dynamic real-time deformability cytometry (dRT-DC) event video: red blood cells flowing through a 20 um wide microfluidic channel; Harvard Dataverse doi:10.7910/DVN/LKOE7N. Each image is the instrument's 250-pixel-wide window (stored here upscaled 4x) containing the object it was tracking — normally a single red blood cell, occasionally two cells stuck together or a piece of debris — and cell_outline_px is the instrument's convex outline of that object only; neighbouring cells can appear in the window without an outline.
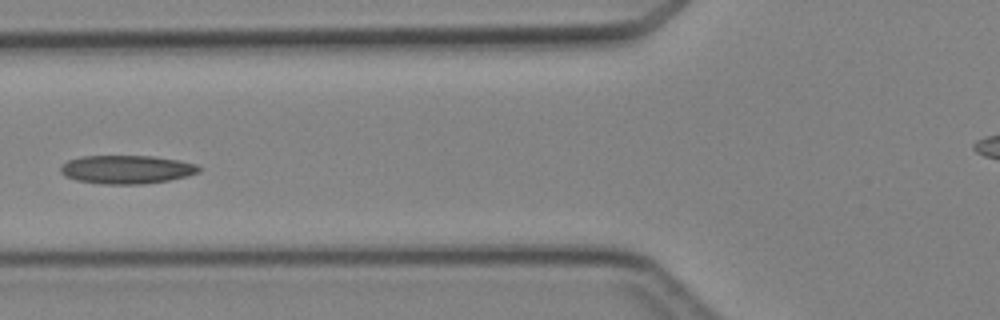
{"species": "Egyptian fruit bat (a non-hibernating species)", "species_latin": "Rousettus aegyptiacus", "temperature_condition": "cold", "stored_images_in_passage": 5, "camera_frame_rate_fps": 3000, "um_per_image_px": 0.085, "animal": {"sex": "female"}, "frame": {"image": 1, "passage_image": 5, "time_ms": 4.667, "image_size_px": [1000, 320], "cell_outline_px": [[200, 172], [188, 176], [168, 180], [144, 184], [104, 184], [76, 180], [64, 176], [60, 172], [60, 164], [68, 160], [84, 156], [152, 156], [176, 160], [196, 164], [200, 168]], "centroid_in_image_um": [10.73, 14.41], "position_along_channel_um": 115.1, "area_um2": 22.95}}